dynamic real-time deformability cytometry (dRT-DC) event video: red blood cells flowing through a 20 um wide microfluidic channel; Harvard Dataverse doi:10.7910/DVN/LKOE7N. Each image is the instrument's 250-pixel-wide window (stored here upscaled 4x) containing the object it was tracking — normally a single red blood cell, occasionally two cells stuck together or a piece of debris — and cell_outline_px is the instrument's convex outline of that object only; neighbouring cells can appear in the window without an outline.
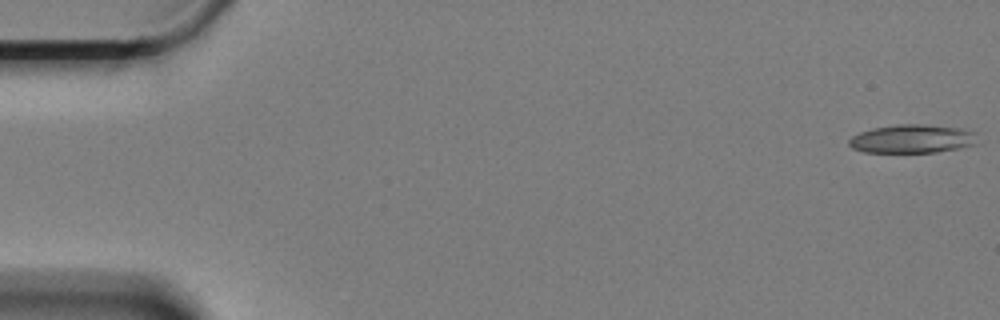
{"species": "Egyptian fruit bat (a non-hibernating species)", "species_latin": "Rousettus aegyptiacus", "temperature_condition": "cold", "stored_images_in_passage": 60, "camera_frame_rate_fps": 3000, "um_per_image_px": 0.085, "animal": {"sex": "female"}, "frame": {"image": 1, "passage_image": 1, "time_ms": 0.0, "image_size_px": [1000, 320], "cell_outline_px": [[972, 144], [956, 148], [936, 152], [864, 152], [852, 148], [848, 144], [848, 140], [852, 136], [860, 132], [872, 128], [896, 124], [920, 124], [960, 128], [972, 132]], "centroid_in_image_um": [77.39, 11.79], "position_along_channel_um": 7.6, "area_um2": 20.81}}
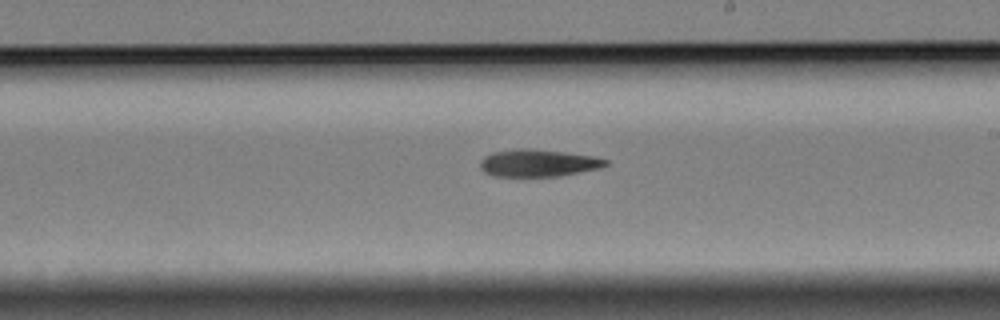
{"frame": {"image": 2, "passage_image": 35, "time_ms": 11.333, "image_size_px": [1000, 320], "cell_outline_px": [[608, 164], [600, 168], [556, 176], [496, 176], [484, 172], [480, 168], [480, 160], [484, 156], [492, 152], [520, 148], [532, 148], [564, 152], [592, 156], [608, 160]], "centroid_in_image_um": [45.7, 13.84], "position_along_channel_um": 243.3, "area_um2": 19.83}}
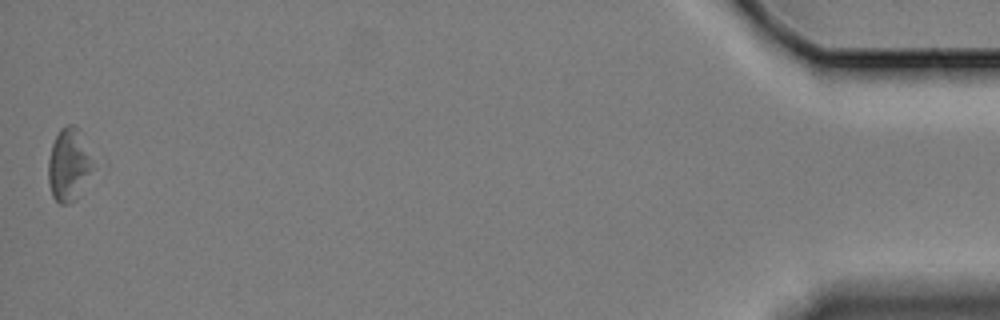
{"frame": {"image": 3, "passage_image": 60, "time_ms": 19.667, "image_size_px": [1000, 320], "cell_outline_px": [[92, 168], [76, 200], [68, 204], [60, 204], [52, 196], [48, 180], [48, 160], [52, 144], [60, 128], [68, 124], [76, 124], [92, 164]], "centroid_in_image_um": [5.78, 14.02], "position_along_channel_um": 429.4, "area_um2": 18.38}, "authors_computed_cell_mechanics": {"area_um2": 20.4323, "velocity_mm_per_s": 3.3051, "shape_relaxation_time_tau1_ms": 10.6213, "shape_relaxation_time_tau2_ms": null, "deformation_change_tau1": 0.1909, "deformation_change_tau2": null}}